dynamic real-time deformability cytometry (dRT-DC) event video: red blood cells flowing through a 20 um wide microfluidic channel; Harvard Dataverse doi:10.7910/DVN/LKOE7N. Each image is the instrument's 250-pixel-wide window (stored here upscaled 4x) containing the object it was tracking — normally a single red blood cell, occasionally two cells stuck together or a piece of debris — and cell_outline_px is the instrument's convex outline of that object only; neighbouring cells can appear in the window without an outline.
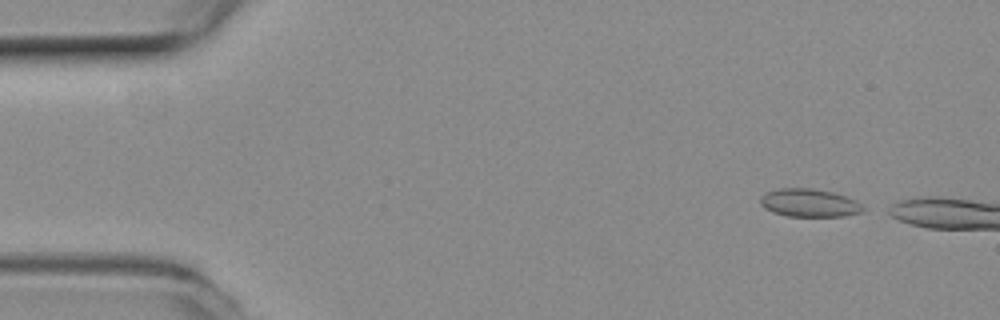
{"species": "common noctule bat (a hibernating species)", "species_latin": "Nyctalus noctula", "temperature_condition": "room temperature", "stored_images_in_passage": 12, "camera_frame_rate_fps": 3000, "um_per_image_px": 0.085, "animal": {"sex": "female", "body_mass_g": 19.3, "forearm_length_mm": 54.1}, "frame": {"image": 1, "passage_image": 3, "time_ms": 0.667, "image_size_px": [1000, 320], "cell_outline_px": [[864, 212], [844, 216], [788, 216], [772, 212], [764, 208], [760, 204], [760, 196], [768, 192], [780, 188], [812, 188], [832, 192], [856, 200], [864, 208]], "centroid_in_image_um": [68.78, 17.25], "position_along_channel_um": 16.2, "area_um2": 16.76}}